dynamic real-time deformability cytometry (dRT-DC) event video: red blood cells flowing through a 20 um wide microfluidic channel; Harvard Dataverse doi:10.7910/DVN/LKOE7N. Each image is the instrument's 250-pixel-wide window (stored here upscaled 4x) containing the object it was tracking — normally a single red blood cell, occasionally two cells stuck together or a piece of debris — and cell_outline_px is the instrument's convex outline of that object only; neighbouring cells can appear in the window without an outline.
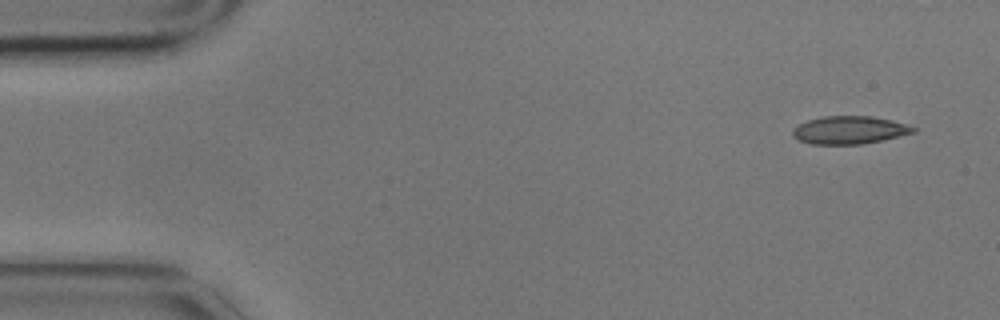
{"species": "common noctule bat (a hibernating species)", "species_latin": "Nyctalus noctula", "temperature_condition": "cold", "stored_images_in_passage": 8, "camera_frame_rate_fps": 3000, "um_per_image_px": 0.085, "animal": {"sex": "male", "body_mass_g": 17.9}, "frame": {"image": 1, "passage_image": 1, "time_ms": 0.0, "image_size_px": [1000, 320], "cell_outline_px": [[916, 132], [880, 140], [860, 144], [812, 144], [800, 140], [792, 136], [792, 128], [808, 120], [824, 116], [872, 116], [892, 120], [916, 128]], "centroid_in_image_um": [72.17, 11.05], "position_along_channel_um": 12.8, "area_um2": 19.36}}
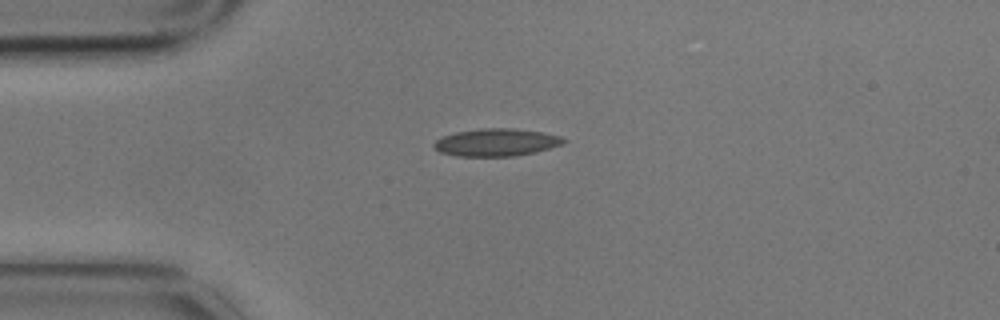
{"frame": {"image": 2, "passage_image": 4, "time_ms": 1.0, "image_size_px": [1000, 320], "cell_outline_px": [[568, 140], [564, 144], [536, 152], [516, 156], [456, 156], [440, 152], [432, 144], [436, 140], [444, 136], [456, 132], [484, 128], [516, 128], [544, 132], [560, 136]], "centroid_in_image_um": [42.24, 12.1], "position_along_channel_um": 42.8, "area_um2": 20.92}}